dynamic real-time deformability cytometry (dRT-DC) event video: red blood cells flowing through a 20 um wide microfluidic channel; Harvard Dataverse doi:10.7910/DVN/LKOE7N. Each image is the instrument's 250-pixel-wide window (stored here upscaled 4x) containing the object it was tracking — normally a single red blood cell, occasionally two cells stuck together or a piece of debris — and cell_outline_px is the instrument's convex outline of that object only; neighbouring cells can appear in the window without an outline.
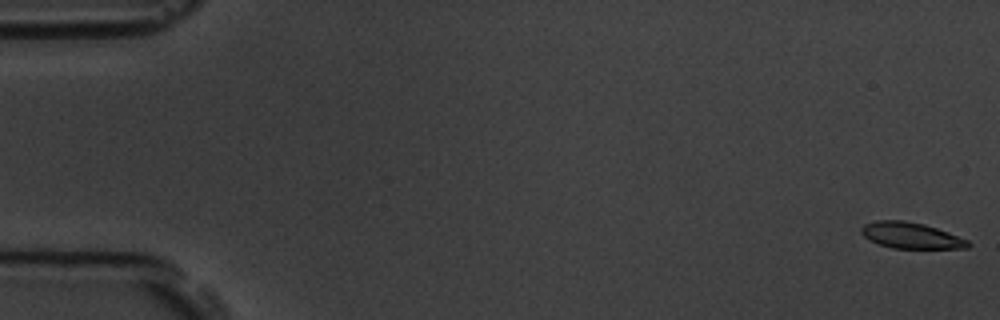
{"species": "common noctule bat (a hibernating species)", "species_latin": "Nyctalus noctula", "temperature_condition": "room temperature", "stored_images_in_passage": 6, "camera_frame_rate_fps": 3000, "um_per_image_px": 0.085, "animal": {"sex": "male", "body_mass_g": 19.5, "forearm_length_mm": 54.6}, "frame": {"image": 1, "passage_image": 1, "time_ms": 0.0, "image_size_px": [1000, 320], "cell_outline_px": [[972, 244], [968, 248], [892, 248], [868, 240], [860, 232], [860, 228], [864, 224], [876, 220], [904, 220], [924, 224], [948, 232], [968, 240]], "centroid_in_image_um": [77.41, 20.01], "position_along_channel_um": 7.6, "area_um2": 16.24}}
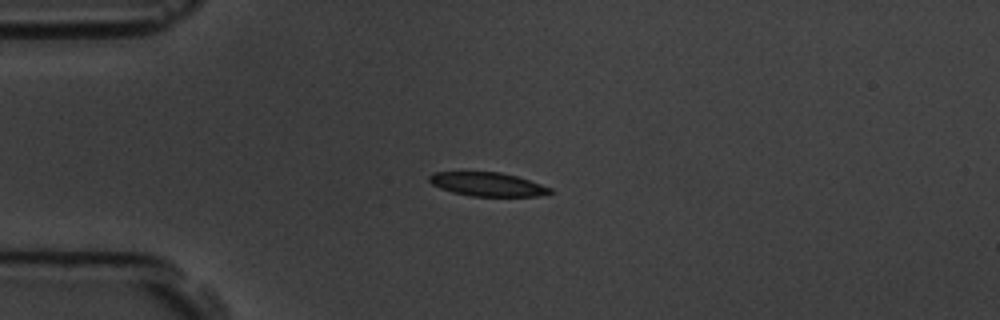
{"frame": {"image": 2, "passage_image": 4, "time_ms": 4.333, "image_size_px": [1000, 320], "cell_outline_px": [[552, 192], [536, 196], [472, 196], [452, 192], [440, 188], [432, 184], [428, 180], [428, 176], [432, 172], [500, 172], [516, 176], [552, 188]], "centroid_in_image_um": [41.39, 15.66], "position_along_channel_um": 43.6, "area_um2": 16.59}}
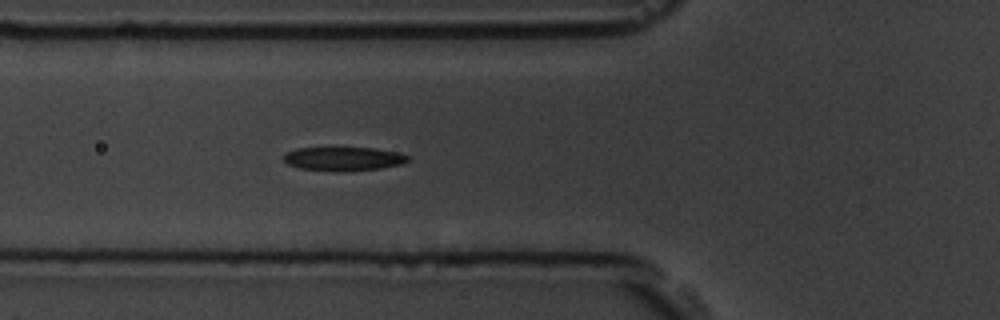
{"frame": {"image": 3, "passage_image": 6, "time_ms": 6.333, "image_size_px": [1000, 320], "cell_outline_px": [[408, 160], [400, 164], [380, 168], [336, 172], [300, 168], [288, 164], [284, 160], [284, 152], [296, 148], [376, 148], [396, 152], [408, 156]], "centroid_in_image_um": [29.14, 13.5], "position_along_channel_um": 96.7, "area_um2": 17.11}}